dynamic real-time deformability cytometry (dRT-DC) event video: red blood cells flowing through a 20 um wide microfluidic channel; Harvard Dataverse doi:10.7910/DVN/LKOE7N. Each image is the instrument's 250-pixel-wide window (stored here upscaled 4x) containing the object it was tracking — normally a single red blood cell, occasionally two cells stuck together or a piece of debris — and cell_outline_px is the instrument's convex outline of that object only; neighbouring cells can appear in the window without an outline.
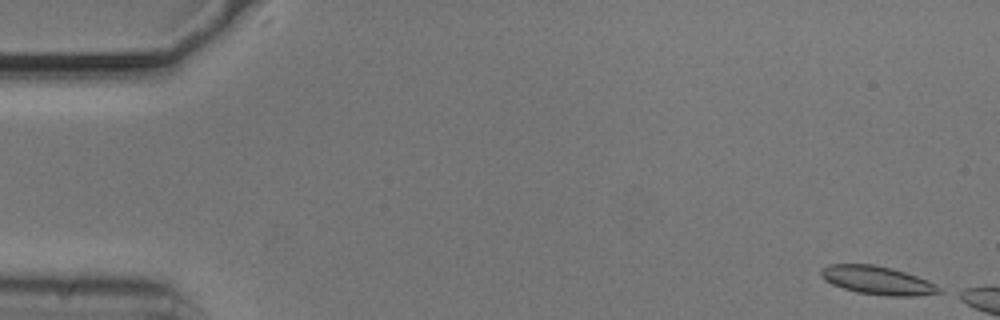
{"species": "common noctule bat (a hibernating species)", "species_latin": "Nyctalus noctula", "temperature_condition": "cold", "stored_images_in_passage": 6, "camera_frame_rate_fps": 3000, "um_per_image_px": 0.085, "animal": {"sex": "male", "body_mass_g": 20.5, "forearm_length_mm": 52.5}, "frame": {"image": 1, "passage_image": 1, "time_ms": 0.0, "image_size_px": [1000, 320], "cell_outline_px": [[944, 292], [916, 296], [884, 296], [856, 292], [832, 284], [824, 280], [820, 276], [820, 268], [828, 264], [872, 264], [892, 268], [928, 280], [944, 288]], "centroid_in_image_um": [74.6, 23.83], "position_along_channel_um": 10.4, "area_um2": 19.83}}